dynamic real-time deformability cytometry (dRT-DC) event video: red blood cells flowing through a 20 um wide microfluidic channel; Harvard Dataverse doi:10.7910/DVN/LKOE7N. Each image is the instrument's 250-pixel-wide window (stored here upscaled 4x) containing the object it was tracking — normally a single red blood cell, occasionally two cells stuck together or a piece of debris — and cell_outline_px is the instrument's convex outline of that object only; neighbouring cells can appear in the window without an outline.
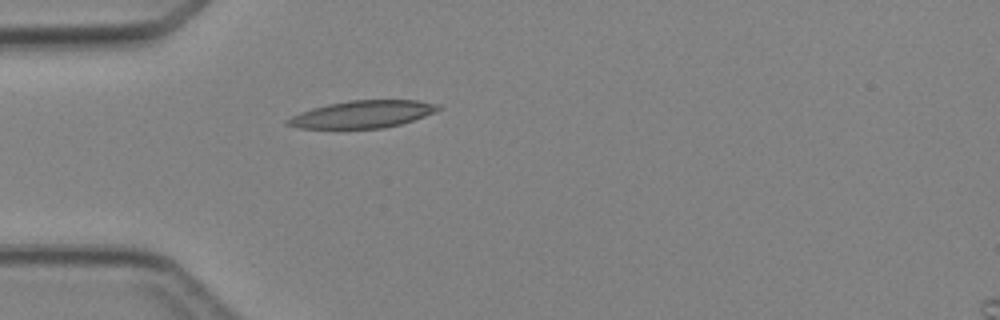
{"species": "Egyptian fruit bat (a non-hibernating species)", "species_latin": "Rousettus aegyptiacus", "temperature_condition": "cold", "stored_images_in_passage": 2, "camera_frame_rate_fps": 3000, "um_per_image_px": 0.085, "animal": {"sex": "female"}, "frame": {"image": 1, "passage_image": 2, "time_ms": 1.333, "image_size_px": [1000, 320], "cell_outline_px": [[440, 108], [424, 116], [400, 124], [384, 128], [296, 128], [284, 124], [284, 120], [300, 112], [312, 108], [328, 104], [348, 100], [416, 100], [440, 104]], "centroid_in_image_um": [30.75, 9.71], "position_along_channel_um": 54.2, "area_um2": 23.87}}